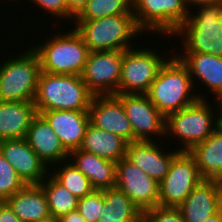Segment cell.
I'll list each match as a JSON object with an SVG mask.
<instances>
[{
  "label": "cell",
  "mask_w": 222,
  "mask_h": 222,
  "mask_svg": "<svg viewBox=\"0 0 222 222\" xmlns=\"http://www.w3.org/2000/svg\"><path fill=\"white\" fill-rule=\"evenodd\" d=\"M194 85L186 66L177 56L167 57L156 79L146 93L149 100L166 117L195 103L207 99L202 93H194ZM194 93V94H193ZM201 94V95H200ZM203 95V96H202Z\"/></svg>",
  "instance_id": "6da1fadb"
},
{
  "label": "cell",
  "mask_w": 222,
  "mask_h": 222,
  "mask_svg": "<svg viewBox=\"0 0 222 222\" xmlns=\"http://www.w3.org/2000/svg\"><path fill=\"white\" fill-rule=\"evenodd\" d=\"M94 94L81 76L41 71L34 105L37 113L51 110H89Z\"/></svg>",
  "instance_id": "7a4b0ae2"
},
{
  "label": "cell",
  "mask_w": 222,
  "mask_h": 222,
  "mask_svg": "<svg viewBox=\"0 0 222 222\" xmlns=\"http://www.w3.org/2000/svg\"><path fill=\"white\" fill-rule=\"evenodd\" d=\"M215 104L218 105L216 106L218 107L217 115L211 106H215ZM211 105L208 100L206 102L205 99H198L195 103L165 117V135L167 137L174 135L181 141L179 143L183 144V148L179 146L181 147L180 152L190 151L220 126V113L218 112L221 111L222 102L214 100Z\"/></svg>",
  "instance_id": "3957f363"
},
{
  "label": "cell",
  "mask_w": 222,
  "mask_h": 222,
  "mask_svg": "<svg viewBox=\"0 0 222 222\" xmlns=\"http://www.w3.org/2000/svg\"><path fill=\"white\" fill-rule=\"evenodd\" d=\"M192 10L173 36H182L184 53H208L222 57V3L200 5ZM192 12V13H191Z\"/></svg>",
  "instance_id": "277c9868"
},
{
  "label": "cell",
  "mask_w": 222,
  "mask_h": 222,
  "mask_svg": "<svg viewBox=\"0 0 222 222\" xmlns=\"http://www.w3.org/2000/svg\"><path fill=\"white\" fill-rule=\"evenodd\" d=\"M74 29L83 38L89 51L126 50L130 40L142 31L134 14H118L90 21H74Z\"/></svg>",
  "instance_id": "5b68a950"
},
{
  "label": "cell",
  "mask_w": 222,
  "mask_h": 222,
  "mask_svg": "<svg viewBox=\"0 0 222 222\" xmlns=\"http://www.w3.org/2000/svg\"><path fill=\"white\" fill-rule=\"evenodd\" d=\"M56 35L32 47L38 54L41 71L81 76L90 52L83 38L74 27L73 30Z\"/></svg>",
  "instance_id": "8992f818"
},
{
  "label": "cell",
  "mask_w": 222,
  "mask_h": 222,
  "mask_svg": "<svg viewBox=\"0 0 222 222\" xmlns=\"http://www.w3.org/2000/svg\"><path fill=\"white\" fill-rule=\"evenodd\" d=\"M0 64V101H34L41 64L33 48Z\"/></svg>",
  "instance_id": "52a82bcc"
},
{
  "label": "cell",
  "mask_w": 222,
  "mask_h": 222,
  "mask_svg": "<svg viewBox=\"0 0 222 222\" xmlns=\"http://www.w3.org/2000/svg\"><path fill=\"white\" fill-rule=\"evenodd\" d=\"M146 48L124 50L118 94H146L149 91L167 59L154 49Z\"/></svg>",
  "instance_id": "ba28073f"
},
{
  "label": "cell",
  "mask_w": 222,
  "mask_h": 222,
  "mask_svg": "<svg viewBox=\"0 0 222 222\" xmlns=\"http://www.w3.org/2000/svg\"><path fill=\"white\" fill-rule=\"evenodd\" d=\"M132 10L142 31L164 36H172L190 13L185 0H132Z\"/></svg>",
  "instance_id": "9c48e42d"
},
{
  "label": "cell",
  "mask_w": 222,
  "mask_h": 222,
  "mask_svg": "<svg viewBox=\"0 0 222 222\" xmlns=\"http://www.w3.org/2000/svg\"><path fill=\"white\" fill-rule=\"evenodd\" d=\"M203 180L194 158L188 152H180L159 184V205L179 207Z\"/></svg>",
  "instance_id": "30bf717a"
},
{
  "label": "cell",
  "mask_w": 222,
  "mask_h": 222,
  "mask_svg": "<svg viewBox=\"0 0 222 222\" xmlns=\"http://www.w3.org/2000/svg\"><path fill=\"white\" fill-rule=\"evenodd\" d=\"M124 50L89 52L83 82L94 95L118 94Z\"/></svg>",
  "instance_id": "8fae6325"
},
{
  "label": "cell",
  "mask_w": 222,
  "mask_h": 222,
  "mask_svg": "<svg viewBox=\"0 0 222 222\" xmlns=\"http://www.w3.org/2000/svg\"><path fill=\"white\" fill-rule=\"evenodd\" d=\"M143 213L159 205V183L126 157L116 163V184Z\"/></svg>",
  "instance_id": "7c38bea8"
},
{
  "label": "cell",
  "mask_w": 222,
  "mask_h": 222,
  "mask_svg": "<svg viewBox=\"0 0 222 222\" xmlns=\"http://www.w3.org/2000/svg\"><path fill=\"white\" fill-rule=\"evenodd\" d=\"M133 129V141H150L165 136V116L149 100L147 94H116Z\"/></svg>",
  "instance_id": "4fadbf2b"
},
{
  "label": "cell",
  "mask_w": 222,
  "mask_h": 222,
  "mask_svg": "<svg viewBox=\"0 0 222 222\" xmlns=\"http://www.w3.org/2000/svg\"><path fill=\"white\" fill-rule=\"evenodd\" d=\"M90 123L95 127L133 141V129L116 94L94 95L89 107Z\"/></svg>",
  "instance_id": "5bb4252c"
},
{
  "label": "cell",
  "mask_w": 222,
  "mask_h": 222,
  "mask_svg": "<svg viewBox=\"0 0 222 222\" xmlns=\"http://www.w3.org/2000/svg\"><path fill=\"white\" fill-rule=\"evenodd\" d=\"M0 153L26 185L41 184L46 174H49L48 170H51L31 149L25 138L0 141Z\"/></svg>",
  "instance_id": "9a60e30c"
},
{
  "label": "cell",
  "mask_w": 222,
  "mask_h": 222,
  "mask_svg": "<svg viewBox=\"0 0 222 222\" xmlns=\"http://www.w3.org/2000/svg\"><path fill=\"white\" fill-rule=\"evenodd\" d=\"M157 141L136 140L127 144L126 158L159 184L168 174L173 159L180 151L163 152Z\"/></svg>",
  "instance_id": "2e32d148"
},
{
  "label": "cell",
  "mask_w": 222,
  "mask_h": 222,
  "mask_svg": "<svg viewBox=\"0 0 222 222\" xmlns=\"http://www.w3.org/2000/svg\"><path fill=\"white\" fill-rule=\"evenodd\" d=\"M25 139L47 168H51L49 166L51 163L55 167L54 165L60 166V162L63 164L70 160L69 152L46 119L39 113L33 118Z\"/></svg>",
  "instance_id": "e0dca14e"
},
{
  "label": "cell",
  "mask_w": 222,
  "mask_h": 222,
  "mask_svg": "<svg viewBox=\"0 0 222 222\" xmlns=\"http://www.w3.org/2000/svg\"><path fill=\"white\" fill-rule=\"evenodd\" d=\"M39 114L46 119L68 152L80 148L90 123L88 110H51Z\"/></svg>",
  "instance_id": "ac0fdd59"
},
{
  "label": "cell",
  "mask_w": 222,
  "mask_h": 222,
  "mask_svg": "<svg viewBox=\"0 0 222 222\" xmlns=\"http://www.w3.org/2000/svg\"><path fill=\"white\" fill-rule=\"evenodd\" d=\"M222 207V186L203 180L178 207L184 222H204Z\"/></svg>",
  "instance_id": "d6986e66"
},
{
  "label": "cell",
  "mask_w": 222,
  "mask_h": 222,
  "mask_svg": "<svg viewBox=\"0 0 222 222\" xmlns=\"http://www.w3.org/2000/svg\"><path fill=\"white\" fill-rule=\"evenodd\" d=\"M176 56L186 66L193 85L198 78L209 92L214 93L213 96L216 95V100L222 102V57L208 53L183 52Z\"/></svg>",
  "instance_id": "ffe728a7"
},
{
  "label": "cell",
  "mask_w": 222,
  "mask_h": 222,
  "mask_svg": "<svg viewBox=\"0 0 222 222\" xmlns=\"http://www.w3.org/2000/svg\"><path fill=\"white\" fill-rule=\"evenodd\" d=\"M5 202L22 222H40L51 216L46 193L40 184L25 185Z\"/></svg>",
  "instance_id": "44dd1931"
},
{
  "label": "cell",
  "mask_w": 222,
  "mask_h": 222,
  "mask_svg": "<svg viewBox=\"0 0 222 222\" xmlns=\"http://www.w3.org/2000/svg\"><path fill=\"white\" fill-rule=\"evenodd\" d=\"M36 115L34 101H0V141L25 138Z\"/></svg>",
  "instance_id": "7402d4cb"
},
{
  "label": "cell",
  "mask_w": 222,
  "mask_h": 222,
  "mask_svg": "<svg viewBox=\"0 0 222 222\" xmlns=\"http://www.w3.org/2000/svg\"><path fill=\"white\" fill-rule=\"evenodd\" d=\"M69 157L71 158V164L89 179L95 190L115 187V162L100 158L95 154L80 149L69 152Z\"/></svg>",
  "instance_id": "603a6c76"
},
{
  "label": "cell",
  "mask_w": 222,
  "mask_h": 222,
  "mask_svg": "<svg viewBox=\"0 0 222 222\" xmlns=\"http://www.w3.org/2000/svg\"><path fill=\"white\" fill-rule=\"evenodd\" d=\"M127 144L120 136L103 131L89 123L79 149L117 163L126 157Z\"/></svg>",
  "instance_id": "cb8c5ba5"
},
{
  "label": "cell",
  "mask_w": 222,
  "mask_h": 222,
  "mask_svg": "<svg viewBox=\"0 0 222 222\" xmlns=\"http://www.w3.org/2000/svg\"><path fill=\"white\" fill-rule=\"evenodd\" d=\"M188 153L194 158L204 180H214L222 172V127Z\"/></svg>",
  "instance_id": "d4e9b609"
},
{
  "label": "cell",
  "mask_w": 222,
  "mask_h": 222,
  "mask_svg": "<svg viewBox=\"0 0 222 222\" xmlns=\"http://www.w3.org/2000/svg\"><path fill=\"white\" fill-rule=\"evenodd\" d=\"M104 209L98 222H141L143 213L118 188L103 190Z\"/></svg>",
  "instance_id": "484cf974"
},
{
  "label": "cell",
  "mask_w": 222,
  "mask_h": 222,
  "mask_svg": "<svg viewBox=\"0 0 222 222\" xmlns=\"http://www.w3.org/2000/svg\"><path fill=\"white\" fill-rule=\"evenodd\" d=\"M51 174L52 172L47 174L40 185L46 193L51 216L59 218L77 210L79 199L60 185Z\"/></svg>",
  "instance_id": "4316f807"
},
{
  "label": "cell",
  "mask_w": 222,
  "mask_h": 222,
  "mask_svg": "<svg viewBox=\"0 0 222 222\" xmlns=\"http://www.w3.org/2000/svg\"><path fill=\"white\" fill-rule=\"evenodd\" d=\"M64 163L66 164H61L62 167H56L58 170L55 168L51 176L78 199L91 194L95 189L89 179L69 160Z\"/></svg>",
  "instance_id": "83f0119b"
},
{
  "label": "cell",
  "mask_w": 222,
  "mask_h": 222,
  "mask_svg": "<svg viewBox=\"0 0 222 222\" xmlns=\"http://www.w3.org/2000/svg\"><path fill=\"white\" fill-rule=\"evenodd\" d=\"M118 14H133L132 0H89L75 21H90Z\"/></svg>",
  "instance_id": "f1b7e54d"
},
{
  "label": "cell",
  "mask_w": 222,
  "mask_h": 222,
  "mask_svg": "<svg viewBox=\"0 0 222 222\" xmlns=\"http://www.w3.org/2000/svg\"><path fill=\"white\" fill-rule=\"evenodd\" d=\"M25 185L16 170L0 153V201H5Z\"/></svg>",
  "instance_id": "f546056e"
},
{
  "label": "cell",
  "mask_w": 222,
  "mask_h": 222,
  "mask_svg": "<svg viewBox=\"0 0 222 222\" xmlns=\"http://www.w3.org/2000/svg\"><path fill=\"white\" fill-rule=\"evenodd\" d=\"M104 209L103 190H94L91 194L80 198L77 210L87 222H98Z\"/></svg>",
  "instance_id": "4dcf8cb0"
},
{
  "label": "cell",
  "mask_w": 222,
  "mask_h": 222,
  "mask_svg": "<svg viewBox=\"0 0 222 222\" xmlns=\"http://www.w3.org/2000/svg\"><path fill=\"white\" fill-rule=\"evenodd\" d=\"M144 222H184L178 207L156 206L143 212Z\"/></svg>",
  "instance_id": "1f68e13d"
},
{
  "label": "cell",
  "mask_w": 222,
  "mask_h": 222,
  "mask_svg": "<svg viewBox=\"0 0 222 222\" xmlns=\"http://www.w3.org/2000/svg\"><path fill=\"white\" fill-rule=\"evenodd\" d=\"M33 1V5L40 6L41 9L48 11L51 16L57 17V19H68V5L66 0H30ZM35 2V3H34Z\"/></svg>",
  "instance_id": "d6a6232c"
},
{
  "label": "cell",
  "mask_w": 222,
  "mask_h": 222,
  "mask_svg": "<svg viewBox=\"0 0 222 222\" xmlns=\"http://www.w3.org/2000/svg\"><path fill=\"white\" fill-rule=\"evenodd\" d=\"M89 0H66L68 5V19L73 22L75 17L83 10Z\"/></svg>",
  "instance_id": "836d02e7"
},
{
  "label": "cell",
  "mask_w": 222,
  "mask_h": 222,
  "mask_svg": "<svg viewBox=\"0 0 222 222\" xmlns=\"http://www.w3.org/2000/svg\"><path fill=\"white\" fill-rule=\"evenodd\" d=\"M0 222H22L5 201H0Z\"/></svg>",
  "instance_id": "e575fe53"
},
{
  "label": "cell",
  "mask_w": 222,
  "mask_h": 222,
  "mask_svg": "<svg viewBox=\"0 0 222 222\" xmlns=\"http://www.w3.org/2000/svg\"><path fill=\"white\" fill-rule=\"evenodd\" d=\"M59 220L60 222H87L78 212V210L60 216Z\"/></svg>",
  "instance_id": "d590c367"
},
{
  "label": "cell",
  "mask_w": 222,
  "mask_h": 222,
  "mask_svg": "<svg viewBox=\"0 0 222 222\" xmlns=\"http://www.w3.org/2000/svg\"><path fill=\"white\" fill-rule=\"evenodd\" d=\"M185 2L188 9L191 10V6L194 8V6L199 7L200 5L218 4L222 3V0H185Z\"/></svg>",
  "instance_id": "8d00e7d4"
},
{
  "label": "cell",
  "mask_w": 222,
  "mask_h": 222,
  "mask_svg": "<svg viewBox=\"0 0 222 222\" xmlns=\"http://www.w3.org/2000/svg\"><path fill=\"white\" fill-rule=\"evenodd\" d=\"M204 222H222V207L215 213L207 218Z\"/></svg>",
  "instance_id": "74e56055"
},
{
  "label": "cell",
  "mask_w": 222,
  "mask_h": 222,
  "mask_svg": "<svg viewBox=\"0 0 222 222\" xmlns=\"http://www.w3.org/2000/svg\"><path fill=\"white\" fill-rule=\"evenodd\" d=\"M40 222H60V220H59L58 217H52V216H50L49 218L44 219V220H42V221H40Z\"/></svg>",
  "instance_id": "f35d334b"
},
{
  "label": "cell",
  "mask_w": 222,
  "mask_h": 222,
  "mask_svg": "<svg viewBox=\"0 0 222 222\" xmlns=\"http://www.w3.org/2000/svg\"><path fill=\"white\" fill-rule=\"evenodd\" d=\"M214 180L222 186V172Z\"/></svg>",
  "instance_id": "ab89813d"
},
{
  "label": "cell",
  "mask_w": 222,
  "mask_h": 222,
  "mask_svg": "<svg viewBox=\"0 0 222 222\" xmlns=\"http://www.w3.org/2000/svg\"><path fill=\"white\" fill-rule=\"evenodd\" d=\"M219 113H220V126L222 127V106H221V111Z\"/></svg>",
  "instance_id": "60d3db41"
}]
</instances>
